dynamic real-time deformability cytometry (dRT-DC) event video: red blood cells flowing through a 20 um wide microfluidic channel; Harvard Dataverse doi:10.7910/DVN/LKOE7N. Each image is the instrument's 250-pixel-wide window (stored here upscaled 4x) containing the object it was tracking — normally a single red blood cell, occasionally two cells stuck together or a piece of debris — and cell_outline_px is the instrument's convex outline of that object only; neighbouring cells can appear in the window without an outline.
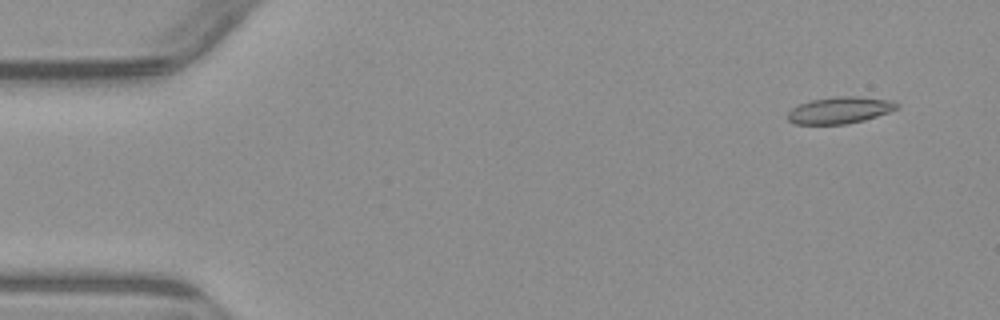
{"species": "common noctule bat (a hibernating species)", "species_latin": "Nyctalus noctula", "temperature_condition": "warm", "stored_images_in_passage": 3, "camera_frame_rate_fps": 3000, "um_per_image_px": 0.085, "animal": {"sex": "male", "body_mass_g": 23.1, "forearm_length_mm": 52.7}, "frame": {"image": 1, "passage_image": 1, "time_ms": 0.0, "image_size_px": [1000, 320], "cell_outline_px": [[900, 108], [864, 120], [848, 124], [796, 124], [788, 120], [788, 112], [792, 108], [800, 104], [812, 100], [832, 96], [856, 96], [892, 100], [900, 104]], "centroid_in_image_um": [71.42, 9.36], "position_along_channel_um": 13.6, "area_um2": 17.05}}
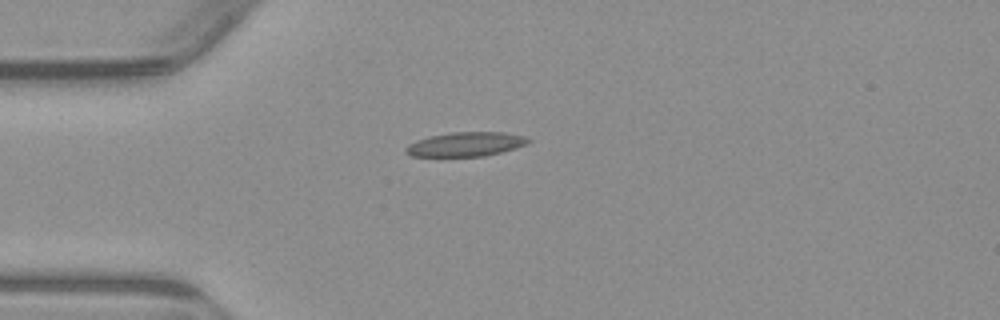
{"frame": {"image": 2, "passage_image": 3, "time_ms": 3.333, "image_size_px": [1000, 320], "cell_outline_px": [[532, 140], [524, 144], [500, 152], [484, 156], [412, 156], [404, 152], [404, 148], [408, 144], [416, 140], [428, 136], [452, 132], [504, 132], [524, 136]], "centroid_in_image_um": [39.51, 12.25], "position_along_channel_um": 45.5, "area_um2": 17.17}}